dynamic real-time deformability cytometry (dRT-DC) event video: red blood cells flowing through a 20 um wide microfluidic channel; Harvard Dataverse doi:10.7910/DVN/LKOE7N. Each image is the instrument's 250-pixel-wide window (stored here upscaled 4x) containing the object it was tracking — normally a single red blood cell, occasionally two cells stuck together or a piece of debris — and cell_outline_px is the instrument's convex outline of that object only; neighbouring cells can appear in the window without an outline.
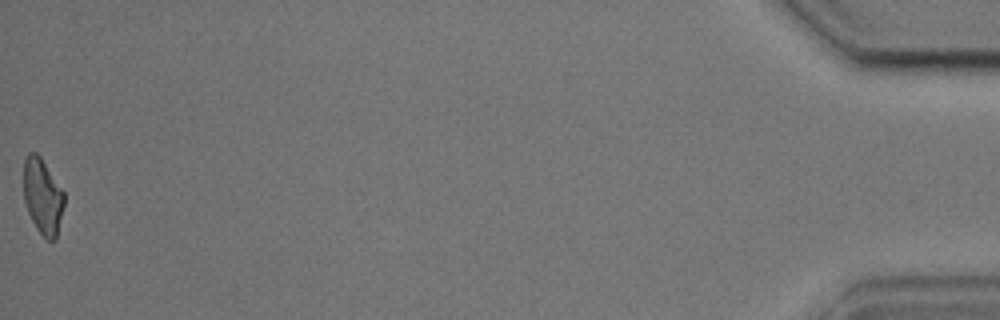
{"species": "common noctule bat (a hibernating species)", "species_latin": "Nyctalus noctula", "temperature_condition": "cold", "stored_images_in_passage": 41, "camera_frame_rate_fps": 3000, "um_per_image_px": 0.085, "animal": {"sex": "male", "body_mass_g": 17.9, "forearm_length_mm": 54.2}, "frame": {"image": 1, "passage_image": 41, "time_ms": 13.333, "image_size_px": [1000, 320], "cell_outline_px": [[64, 204], [56, 240], [48, 240], [36, 228], [28, 212], [24, 200], [24, 160], [28, 152], [36, 152], [40, 156], [64, 192]], "centroid_in_image_um": [3.62, 16.68], "position_along_channel_um": 431.6, "area_um2": 17.74}}